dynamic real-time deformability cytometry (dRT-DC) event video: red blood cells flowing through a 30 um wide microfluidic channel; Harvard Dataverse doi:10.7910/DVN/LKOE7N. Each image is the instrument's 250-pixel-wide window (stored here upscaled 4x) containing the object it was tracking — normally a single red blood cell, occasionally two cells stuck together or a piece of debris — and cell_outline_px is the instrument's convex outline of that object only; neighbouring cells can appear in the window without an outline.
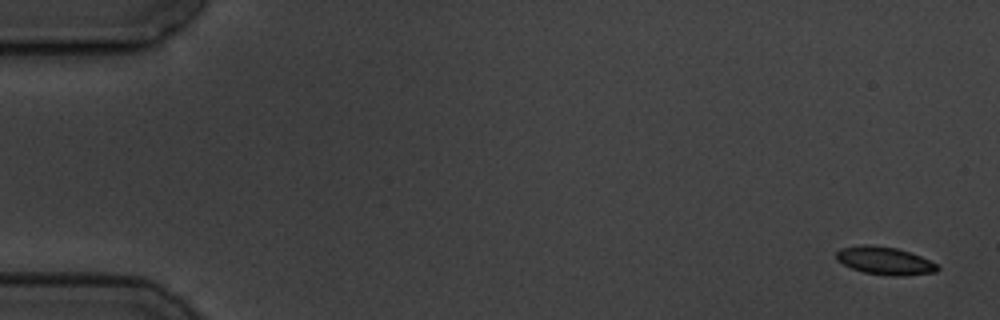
{"species": "common noctule bat (a hibernating species)", "species_latin": "Nyctalus noctula", "temperature_condition": "cold", "stored_images_in_passage": 8, "camera_frame_rate_fps": 3000, "um_per_image_px": 0.085, "animal": {"sex": "male", "body_mass_g": 19.5, "forearm_length_mm": 54.6}, "frame": {"image": 1, "passage_image": 1, "time_ms": 0.0, "image_size_px": [1000, 320], "cell_outline_px": [[940, 268], [936, 272], [904, 276], [892, 276], [864, 272], [852, 268], [836, 260], [836, 252], [840, 248], [864, 244], [896, 248], [920, 256], [936, 264]], "centroid_in_image_um": [75.19, 22.17], "position_along_channel_um": 9.8, "area_um2": 16.24}}
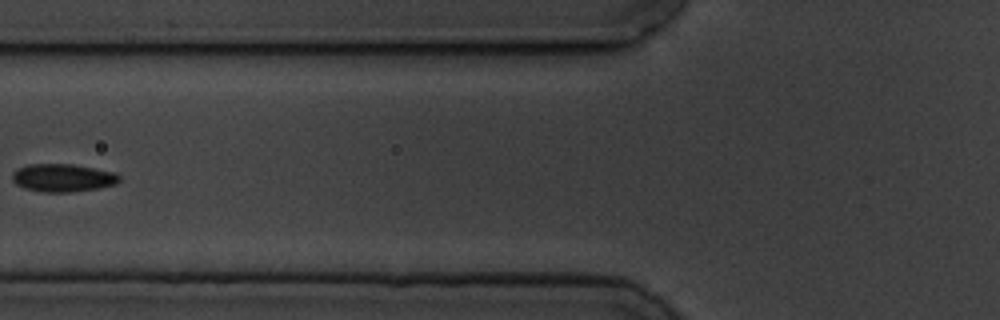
{"frame": {"image": 2, "passage_image": 7, "time_ms": 7.0, "image_size_px": [1000, 320], "cell_outline_px": [[120, 180], [116, 184], [96, 188], [72, 192], [44, 192], [24, 188], [16, 184], [12, 180], [12, 172], [16, 168], [28, 164], [72, 164], [116, 172], [120, 176]], "centroid_in_image_um": [5.32, 15.1], "position_along_channel_um": 120.5, "area_um2": 17.51}}
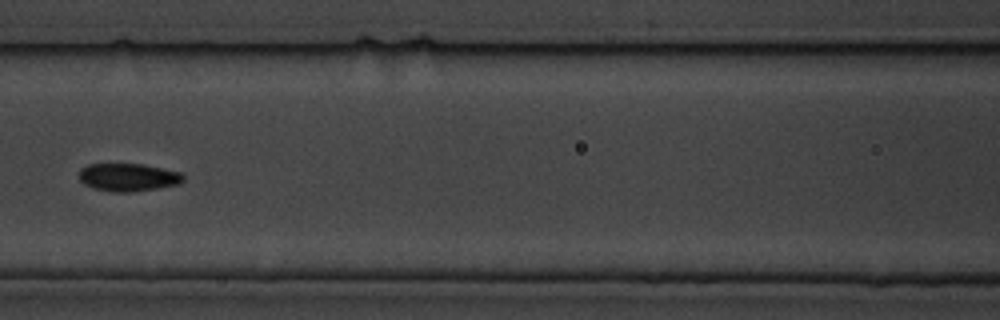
{"frame": {"image": 3, "passage_image": 8, "time_ms": 8.0, "image_size_px": [1000, 320], "cell_outline_px": [[184, 180], [180, 184], [132, 192], [112, 192], [96, 188], [84, 184], [80, 180], [80, 168], [88, 164], [144, 164], [180, 172], [184, 176]], "centroid_in_image_um": [10.91, 15.06], "position_along_channel_um": 155.7, "area_um2": 16.88}}